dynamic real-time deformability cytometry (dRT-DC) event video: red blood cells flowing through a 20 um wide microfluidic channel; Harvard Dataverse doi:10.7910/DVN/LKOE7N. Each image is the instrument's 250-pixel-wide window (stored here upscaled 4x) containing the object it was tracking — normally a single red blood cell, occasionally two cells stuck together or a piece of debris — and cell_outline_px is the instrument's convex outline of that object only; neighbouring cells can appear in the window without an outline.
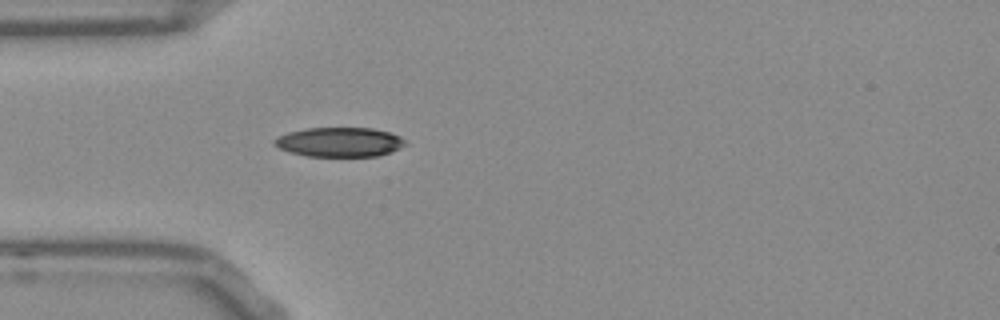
{"species": "Egyptian fruit bat (a non-hibernating species)", "species_latin": "Rousettus aegyptiacus", "temperature_condition": "room temperature", "stored_images_in_passage": 39, "camera_frame_rate_fps": 3000, "um_per_image_px": 0.085, "frame": {"image": 1, "passage_image": 1, "time_ms": 0.0, "image_size_px": [1000, 320], "cell_outline_px": [[408, 144], [400, 148], [380, 156], [308, 156], [292, 152], [280, 148], [272, 144], [272, 140], [276, 136], [288, 132], [308, 128], [372, 128], [392, 132], [400, 136]], "centroid_in_image_um": [28.87, 12.07], "position_along_channel_um": 56.1, "area_um2": 22.6}}
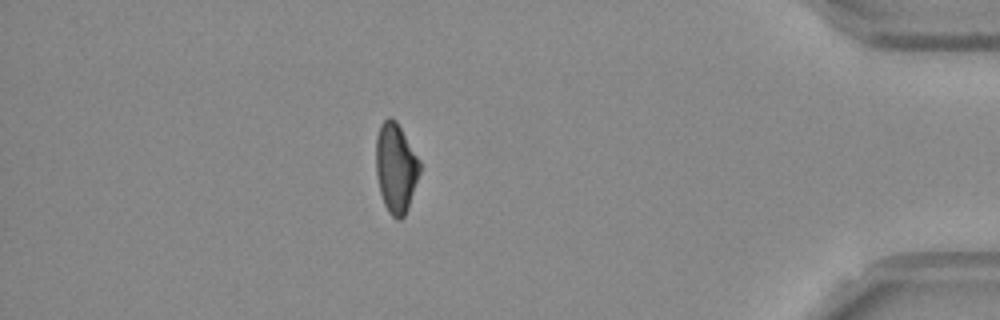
{"frame": {"image": 2, "passage_image": 32, "time_ms": 10.333, "image_size_px": [1000, 320], "cell_outline_px": [[420, 172], [408, 208], [404, 216], [400, 220], [396, 220], [388, 212], [384, 204], [380, 192], [376, 176], [376, 136], [380, 124], [388, 116], [392, 116], [396, 120], [420, 160]], "centroid_in_image_um": [33.63, 14.26], "position_along_channel_um": 401.6, "area_um2": 23.06}}
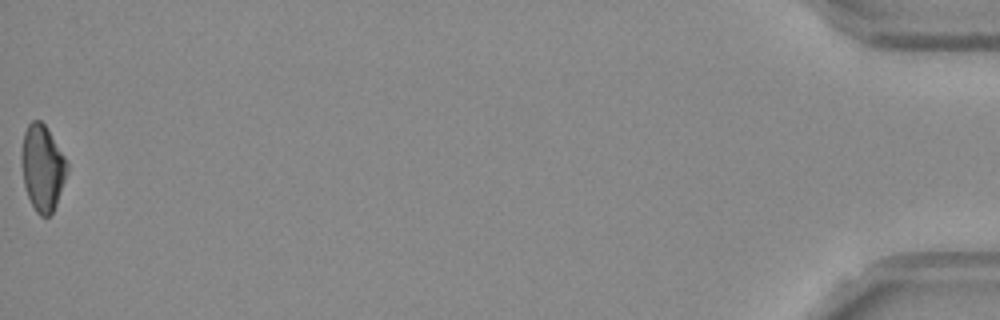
{"frame": {"image": 3, "passage_image": 39, "time_ms": 12.667, "image_size_px": [1000, 320], "cell_outline_px": [[68, 168], [56, 204], [52, 212], [48, 216], [40, 216], [36, 212], [28, 196], [24, 184], [20, 160], [20, 156], [24, 132], [28, 124], [32, 120], [40, 120], [44, 124], [64, 156], [68, 164]], "centroid_in_image_um": [3.58, 14.25], "position_along_channel_um": 431.6, "area_um2": 22.54}, "authors_computed_cell_mechanics": {"area_um2": 23.3512, "velocity_mm_per_s": 3.8152, "shape_relaxation_time_tau1_ms": 4.6556, "shape_relaxation_time_tau2_ms": 4.7509, "deformation_change_tau1": 0.1473, "deformation_change_tau2": 0.1026}}